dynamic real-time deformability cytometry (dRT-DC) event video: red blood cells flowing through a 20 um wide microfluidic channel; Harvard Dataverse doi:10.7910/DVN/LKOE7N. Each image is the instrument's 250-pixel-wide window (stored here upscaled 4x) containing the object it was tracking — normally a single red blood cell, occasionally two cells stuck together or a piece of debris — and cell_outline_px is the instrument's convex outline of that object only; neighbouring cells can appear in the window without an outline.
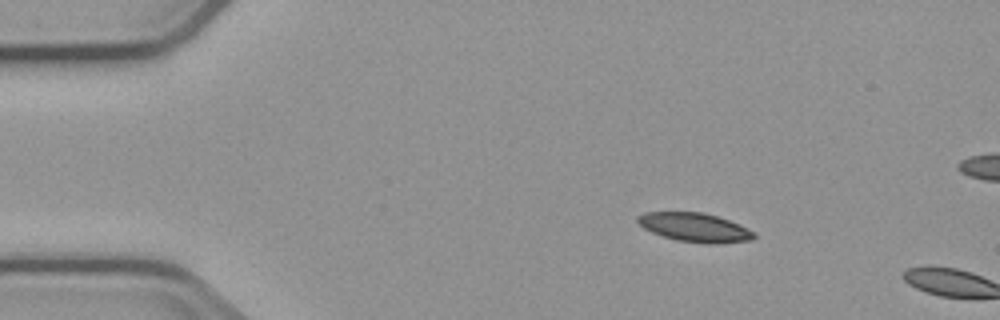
{"species": "common noctule bat (a hibernating species)", "species_latin": "Nyctalus noctula", "temperature_condition": "cold", "stored_images_in_passage": 2, "camera_frame_rate_fps": 3000, "um_per_image_px": 0.085, "animal": {"sex": "male", "body_mass_g": 23.1, "forearm_length_mm": 52.7}, "frame": {"image": 1, "passage_image": 1, "time_ms": 0.0, "image_size_px": [1000, 320], "cell_outline_px": [[756, 236], [752, 240], [716, 244], [708, 244], [676, 240], [652, 232], [644, 228], [636, 220], [636, 216], [644, 212], [704, 212], [728, 220], [752, 232]], "centroid_in_image_um": [59.0, 19.33], "position_along_channel_um": 26.0, "area_um2": 19.36}}